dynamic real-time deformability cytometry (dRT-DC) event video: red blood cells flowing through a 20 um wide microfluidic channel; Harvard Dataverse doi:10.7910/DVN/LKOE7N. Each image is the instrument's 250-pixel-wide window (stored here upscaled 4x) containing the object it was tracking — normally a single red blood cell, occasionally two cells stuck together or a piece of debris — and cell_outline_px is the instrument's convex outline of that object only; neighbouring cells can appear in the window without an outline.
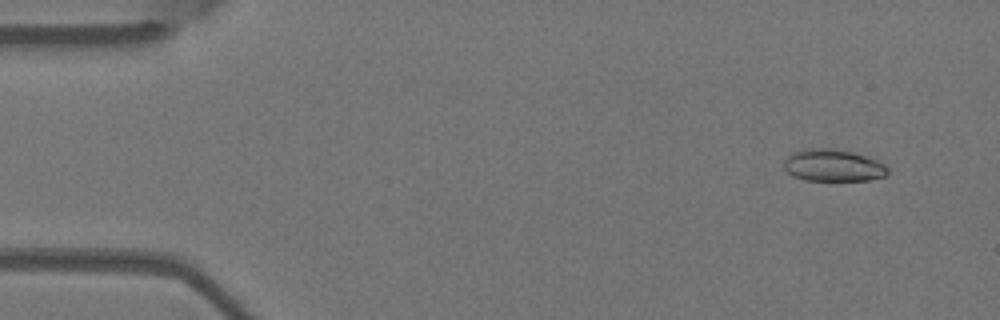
{"species": "Egyptian fruit bat (a non-hibernating species)", "species_latin": "Rousettus aegyptiacus", "temperature_condition": "warm", "stored_images_in_passage": 9, "camera_frame_rate_fps": 3000, "um_per_image_px": 0.085, "animal": {"sex": "female"}, "frame": {"image": 1, "passage_image": 1, "time_ms": 0.0, "image_size_px": [1000, 320], "cell_outline_px": [[888, 172], [884, 176], [868, 180], [804, 180], [792, 176], [784, 168], [784, 160], [792, 152], [808, 148], [836, 148], [852, 152], [876, 160], [884, 164], [888, 168]], "centroid_in_image_um": [70.78, 14.05], "position_along_channel_um": 14.2, "area_um2": 19.36}}
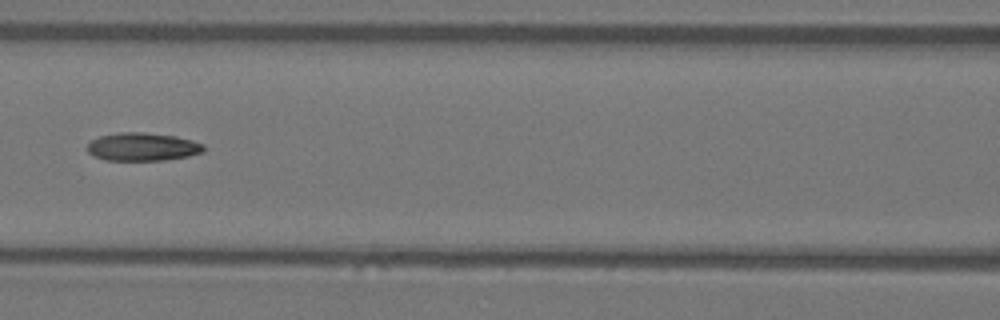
{"frame": {"image": 2, "passage_image": 6, "time_ms": 1.667, "image_size_px": [1000, 320], "cell_outline_px": [[204, 152], [188, 156], [164, 160], [104, 160], [88, 152], [88, 144], [92, 140], [100, 136], [120, 132], [144, 132], [176, 136], [192, 140], [204, 144]], "centroid_in_image_um": [12.15, 12.47], "position_along_channel_um": 154.5, "area_um2": 19.02}}
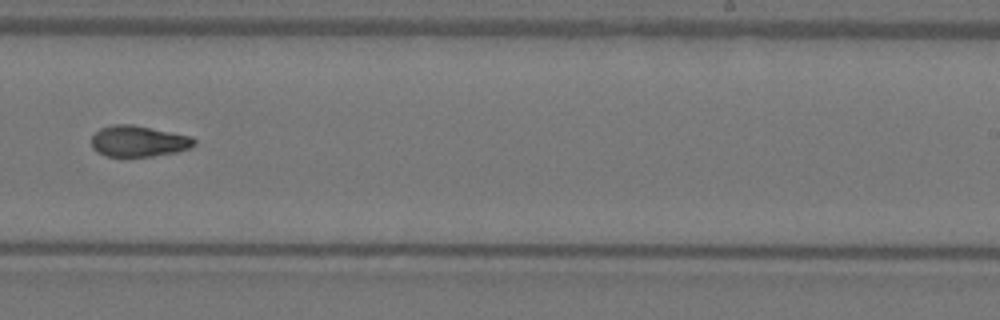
{"frame": {"image": 3, "passage_image": 9, "time_ms": 2.667, "image_size_px": [1000, 320], "cell_outline_px": [[196, 144], [188, 148], [176, 152], [152, 156], [104, 156], [96, 152], [92, 148], [92, 136], [100, 128], [112, 124], [132, 124], [192, 136], [196, 140]], "centroid_in_image_um": [11.76, 11.99], "position_along_channel_um": 277.2, "area_um2": 18.67}}